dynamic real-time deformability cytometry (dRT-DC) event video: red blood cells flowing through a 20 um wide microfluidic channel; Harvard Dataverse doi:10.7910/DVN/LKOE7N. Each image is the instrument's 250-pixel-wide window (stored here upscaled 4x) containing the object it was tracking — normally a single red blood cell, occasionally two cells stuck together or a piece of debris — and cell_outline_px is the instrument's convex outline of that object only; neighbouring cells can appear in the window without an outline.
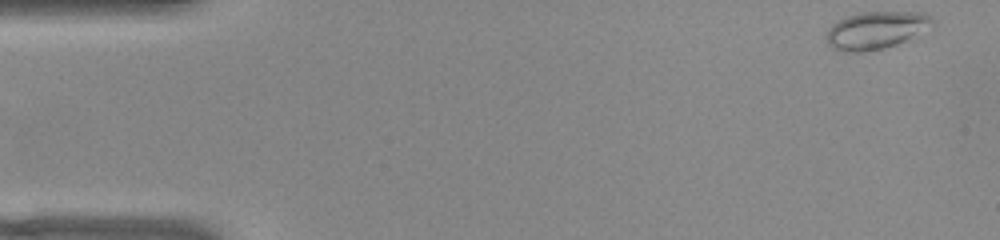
{"species": "common noctule bat (a hibernating species)", "species_latin": "Nyctalus noctula", "temperature_condition": "warm", "stored_images_in_passage": 51, "camera_frame_rate_fps": 3000, "um_per_image_px": 0.085, "animal": {"sex": "female", "body_mass_g": 22.0, "forearm_length_mm": 56.7}, "frame": {"image": 1, "passage_image": 1, "time_ms": 0.0, "image_size_px": [1000, 240], "cell_outline_px": [[936, 24], [896, 44], [884, 48], [868, 52], [844, 52], [832, 48], [828, 44], [828, 28], [832, 24], [848, 16], [860, 12], [924, 12]], "centroid_in_image_um": [74.44, 2.57], "position_along_channel_um": 10.6, "area_um2": 22.89}}
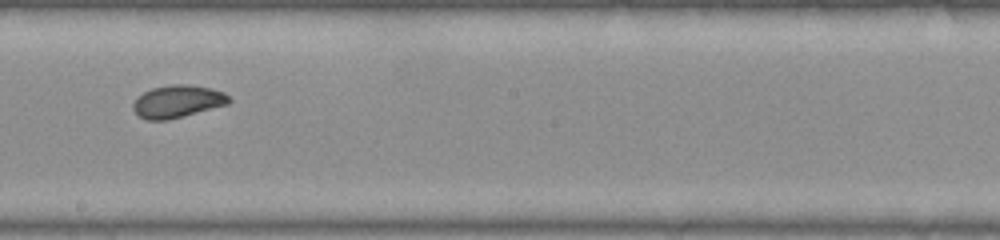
{"frame": {"image": 2, "passage_image": 28, "time_ms": 9.0, "image_size_px": [1000, 240], "cell_outline_px": [[232, 100], [228, 104], [168, 120], [148, 120], [140, 116], [132, 108], [132, 104], [144, 92], [152, 88], [172, 84], [188, 84], [212, 88], [224, 92]], "centroid_in_image_um": [15.12, 8.61], "position_along_channel_um": 233.1, "area_um2": 18.03}}
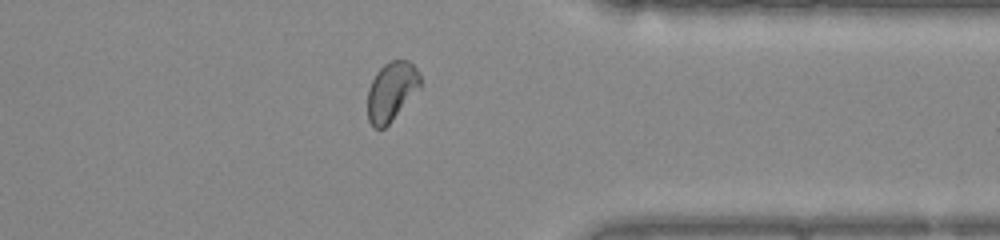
{"frame": {"image": 3, "passage_image": 40, "time_ms": 13.0, "image_size_px": [1000, 240], "cell_outline_px": [[420, 88], [392, 120], [384, 128], [376, 128], [368, 120], [368, 88], [376, 72], [384, 64], [392, 60], [408, 60], [420, 72]], "centroid_in_image_um": [33.28, 7.74], "position_along_channel_um": 378.1, "area_um2": 17.98}, "authors_computed_cell_mechanics": {"area_um2": 18.7272, "velocity_mm_per_s": 3.8422, "shape_relaxation_time_tau1_ms": 10.3196, "shape_relaxation_time_tau2_ms": 1.0109, "deformation_change_tau1": 0.2091, "deformation_change_tau2": 0.0458}}